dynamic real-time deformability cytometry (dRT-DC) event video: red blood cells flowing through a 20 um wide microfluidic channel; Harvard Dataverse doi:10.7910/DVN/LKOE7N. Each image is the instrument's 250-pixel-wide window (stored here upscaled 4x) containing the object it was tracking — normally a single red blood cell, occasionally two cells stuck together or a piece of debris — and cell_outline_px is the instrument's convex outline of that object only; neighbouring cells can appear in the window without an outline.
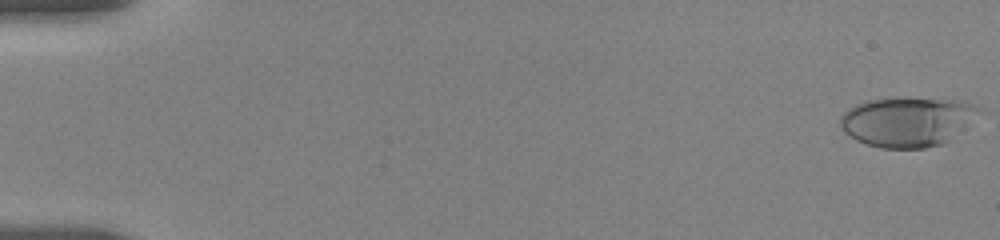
{"species": "human", "species_latin": "Homo sapiens", "temperature_condition": "room temperature", "stored_images_in_passage": 34, "camera_frame_rate_fps": 3000, "um_per_image_px": 0.085, "donor": {"sex": "female"}, "frame": {"image": 1, "passage_image": 1, "time_ms": 0.0, "image_size_px": [1000, 240], "cell_outline_px": [[980, 108], [944, 144], [924, 148], [880, 148], [856, 140], [844, 132], [840, 128], [840, 116], [848, 108], [856, 104], [868, 100], [908, 96], [952, 100], [972, 104]], "centroid_in_image_um": [76.99, 10.32], "position_along_channel_um": 8.0, "area_um2": 39.65}}
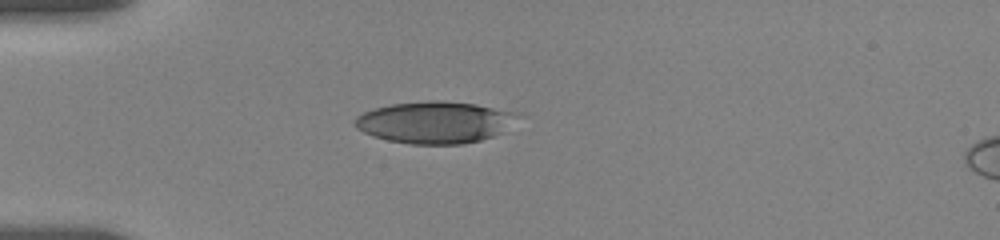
{"frame": {"image": 2, "passage_image": 29, "time_ms": 5.0, "image_size_px": [1000, 240], "cell_outline_px": [[524, 116], [500, 132], [492, 136], [480, 140], [464, 144], [412, 144], [388, 140], [372, 136], [356, 128], [352, 124], [356, 116], [364, 112], [376, 108], [392, 104], [428, 100], [444, 100], [476, 104], [524, 112]], "centroid_in_image_um": [37.03, 10.38], "position_along_channel_um": 48.0, "area_um2": 40.23}}